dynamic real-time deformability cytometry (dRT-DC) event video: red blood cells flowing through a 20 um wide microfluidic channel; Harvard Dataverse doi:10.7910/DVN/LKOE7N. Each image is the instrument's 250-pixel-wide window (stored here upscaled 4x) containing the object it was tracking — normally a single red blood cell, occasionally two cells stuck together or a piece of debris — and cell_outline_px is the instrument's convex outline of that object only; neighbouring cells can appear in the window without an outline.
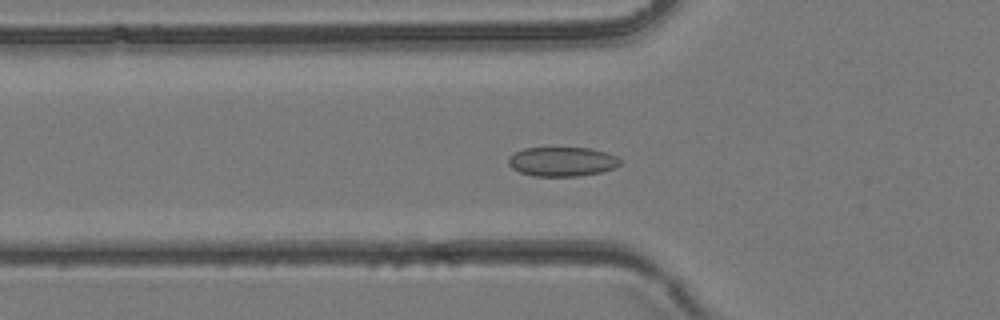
{"species": "common noctule bat (a hibernating species)", "species_latin": "Nyctalus noctula", "temperature_condition": "room temperature", "stored_images_in_passage": 40, "camera_frame_rate_fps": 3000, "um_per_image_px": 0.085, "animal": {"sex": "female", "body_mass_g": 24.6, "forearm_length_mm": 56.2}, "frame": {"image": 1, "passage_image": 14, "time_ms": 4.333, "image_size_px": [1000, 320], "cell_outline_px": [[620, 164], [616, 168], [600, 172], [576, 176], [532, 176], [520, 172], [512, 168], [508, 164], [508, 160], [516, 152], [524, 148], [592, 148], [608, 152], [616, 156], [620, 160]], "centroid_in_image_um": [47.81, 13.73], "position_along_channel_um": 78.0, "area_um2": 19.07}}
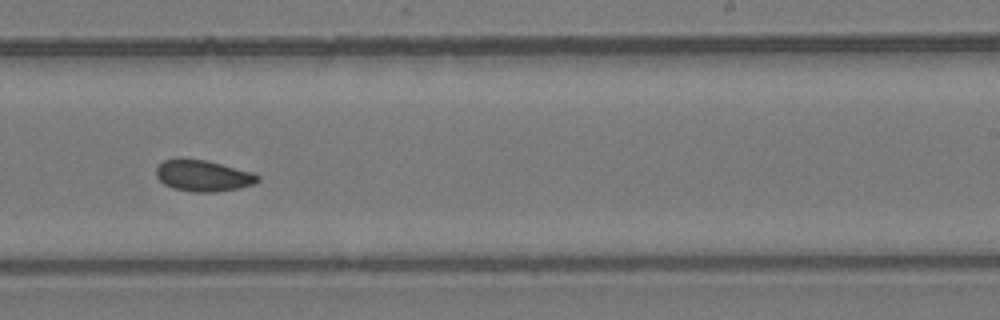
{"frame": {"image": 2, "passage_image": 25, "time_ms": 8.0, "image_size_px": [1000, 320], "cell_outline_px": [[260, 180], [252, 184], [240, 188], [212, 192], [192, 192], [172, 188], [164, 184], [156, 176], [156, 164], [164, 160], [180, 156], [204, 160], [252, 172], [260, 176]], "centroid_in_image_um": [17.19, 14.91], "position_along_channel_um": 271.8, "area_um2": 18.79}}
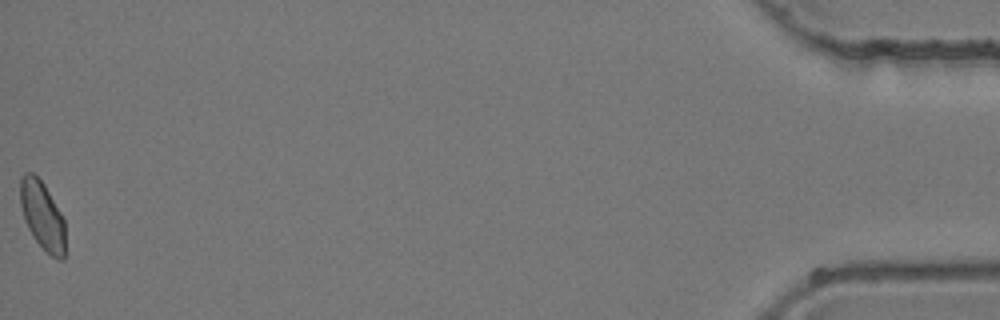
{"frame": {"image": 3, "passage_image": 40, "time_ms": 13.0, "image_size_px": [1000, 320], "cell_outline_px": [[64, 260], [56, 260], [32, 236], [24, 220], [20, 204], [20, 176], [24, 172], [32, 172], [44, 184], [60, 212], [64, 220]], "centroid_in_image_um": [3.57, 18.3], "position_along_channel_um": 431.6, "area_um2": 17.8}}